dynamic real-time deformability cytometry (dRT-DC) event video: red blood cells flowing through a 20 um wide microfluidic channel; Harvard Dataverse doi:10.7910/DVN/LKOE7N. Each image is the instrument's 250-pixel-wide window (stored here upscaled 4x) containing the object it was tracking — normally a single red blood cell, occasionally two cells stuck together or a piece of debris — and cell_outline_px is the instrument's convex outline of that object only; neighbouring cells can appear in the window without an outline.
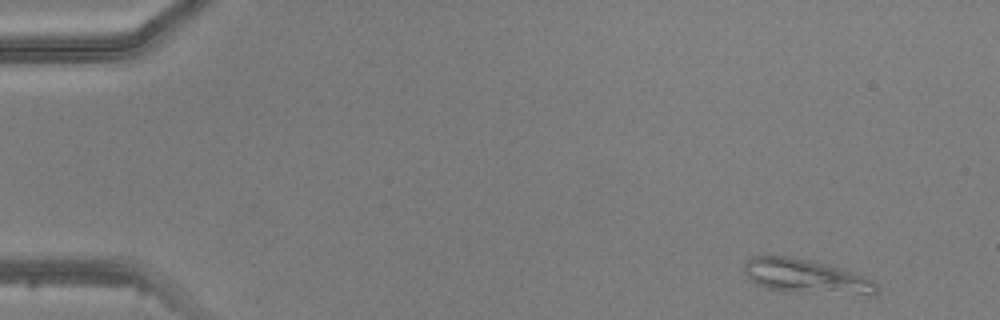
{"species": "common noctule bat (a hibernating species)", "species_latin": "Nyctalus noctula", "temperature_condition": "warm", "stored_images_in_passage": 3, "camera_frame_rate_fps": 3000, "um_per_image_px": 0.085, "animal": {"sex": "male", "body_mass_g": 20.5, "forearm_length_mm": 52.5}, "frame": {"image": 1, "passage_image": 1, "time_ms": 0.0, "image_size_px": [1000, 320], "cell_outline_px": [[880, 288], [872, 296], [768, 288], [756, 284], [744, 272], [744, 264], [752, 256], [784, 256], [812, 260], [828, 264], [864, 276], [872, 280]], "centroid_in_image_um": [68.55, 23.47], "position_along_channel_um": 16.4, "area_um2": 25.78}}